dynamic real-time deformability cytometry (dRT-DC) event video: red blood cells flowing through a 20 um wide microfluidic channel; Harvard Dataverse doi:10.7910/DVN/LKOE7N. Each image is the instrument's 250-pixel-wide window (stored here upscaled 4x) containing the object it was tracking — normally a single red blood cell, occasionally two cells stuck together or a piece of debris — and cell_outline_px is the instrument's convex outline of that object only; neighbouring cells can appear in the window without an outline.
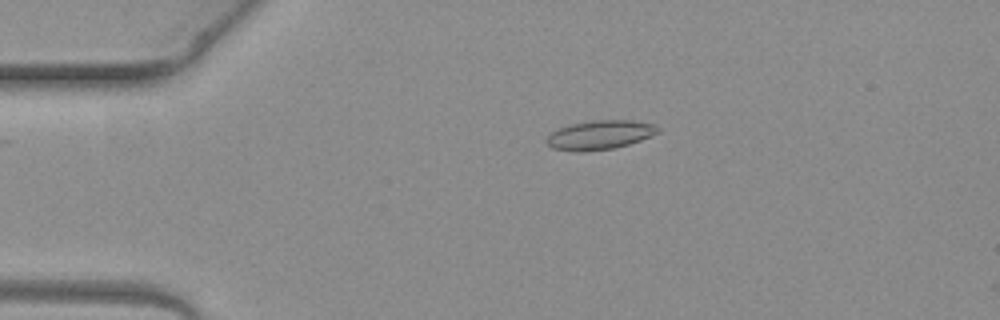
{"species": "common noctule bat (a hibernating species)", "species_latin": "Nyctalus noctula", "temperature_condition": "warm", "stored_images_in_passage": 2, "camera_frame_rate_fps": 3000, "um_per_image_px": 0.085, "animal": {"sex": "female", "body_mass_g": 19.3, "forearm_length_mm": 54.1}, "frame": {"image": 1, "passage_image": 1, "time_ms": 0.0, "image_size_px": [1000, 320], "cell_outline_px": [[660, 132], [640, 140], [628, 144], [612, 148], [580, 152], [576, 152], [552, 148], [544, 140], [552, 132], [560, 128], [572, 124], [592, 120], [632, 120], [656, 124], [660, 128]], "centroid_in_image_um": [51.0, 11.46], "position_along_channel_um": 34.0, "area_um2": 18.84}}